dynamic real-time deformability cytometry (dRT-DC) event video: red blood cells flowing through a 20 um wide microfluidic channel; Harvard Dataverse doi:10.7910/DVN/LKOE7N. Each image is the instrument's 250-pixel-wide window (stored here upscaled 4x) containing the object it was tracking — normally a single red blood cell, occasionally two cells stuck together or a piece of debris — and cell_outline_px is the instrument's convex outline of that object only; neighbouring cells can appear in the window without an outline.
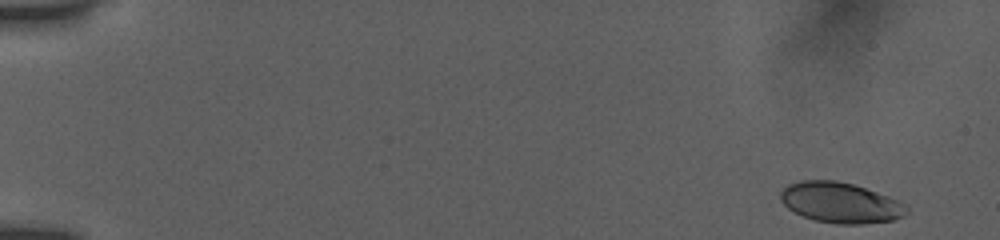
{"species": "human", "species_latin": "Homo sapiens", "temperature_condition": "room temperature", "stored_images_in_passage": 9, "camera_frame_rate_fps": 3000, "um_per_image_px": 0.085, "donor": {"sex": "female"}, "frame": {"image": 1, "passage_image": 2, "time_ms": 0.333, "image_size_px": [1000, 240], "cell_outline_px": [[908, 212], [904, 216], [892, 220], [864, 224], [836, 224], [816, 220], [804, 216], [788, 208], [780, 200], [780, 192], [788, 184], [800, 180], [836, 180], [852, 184], [900, 200], [908, 204]], "centroid_in_image_um": [71.47, 17.22], "position_along_channel_um": 13.5, "area_um2": 29.82}}